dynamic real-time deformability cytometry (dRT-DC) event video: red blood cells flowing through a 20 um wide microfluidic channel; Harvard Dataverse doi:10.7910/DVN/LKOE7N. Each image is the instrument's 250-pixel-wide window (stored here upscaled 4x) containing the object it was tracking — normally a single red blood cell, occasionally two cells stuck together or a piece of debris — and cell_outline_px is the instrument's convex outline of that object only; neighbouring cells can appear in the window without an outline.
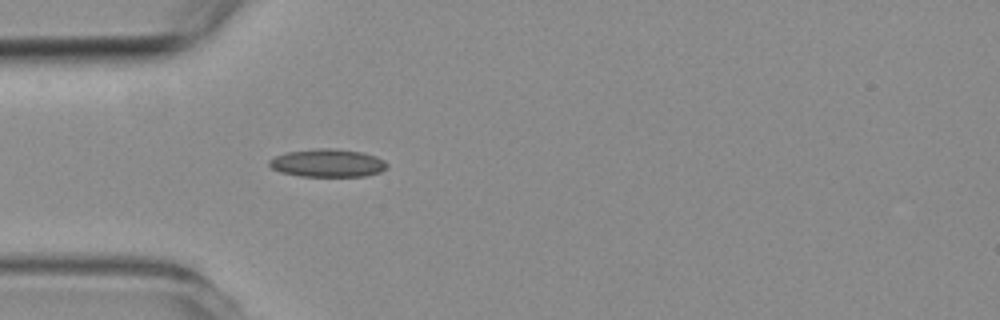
{"species": "common noctule bat (a hibernating species)", "species_latin": "Nyctalus noctula", "temperature_condition": "room temperature", "stored_images_in_passage": 4, "camera_frame_rate_fps": 3000, "um_per_image_px": 0.085, "animal": {"sex": "female", "body_mass_g": 19.3, "forearm_length_mm": 54.1}, "frame": {"image": 1, "passage_image": 4, "time_ms": 3.667, "image_size_px": [1000, 320], "cell_outline_px": [[388, 168], [380, 172], [364, 176], [300, 176], [280, 172], [272, 168], [268, 164], [268, 160], [276, 156], [288, 152], [316, 148], [332, 148], [364, 152], [376, 156], [384, 160], [388, 164]], "centroid_in_image_um": [27.87, 13.85], "position_along_channel_um": 57.1, "area_um2": 19.31}}